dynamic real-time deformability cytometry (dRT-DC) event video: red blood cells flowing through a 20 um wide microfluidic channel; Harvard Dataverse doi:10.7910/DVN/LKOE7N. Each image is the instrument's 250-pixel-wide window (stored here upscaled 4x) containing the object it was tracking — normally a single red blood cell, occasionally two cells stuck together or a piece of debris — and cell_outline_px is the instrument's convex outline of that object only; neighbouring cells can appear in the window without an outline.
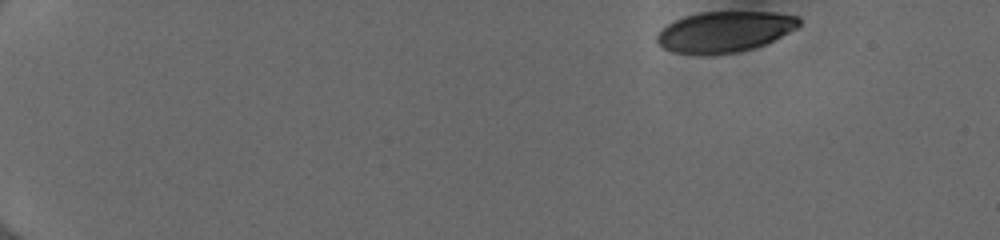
{"species": "human", "species_latin": "Homo sapiens", "temperature_condition": "cold", "stored_images_in_passage": 47, "camera_frame_rate_fps": 3000, "um_per_image_px": 0.085, "donor": {"sex": "female"}, "frame": {"image": 1, "passage_image": 1, "time_ms": 0.0, "image_size_px": [1000, 240], "cell_outline_px": [[800, 24], [796, 28], [756, 48], [736, 52], [672, 52], [664, 48], [656, 40], [656, 36], [668, 24], [684, 16], [700, 12], [776, 12], [800, 16]], "centroid_in_image_um": [61.64, 2.65], "position_along_channel_um": 23.4, "area_um2": 32.89}}
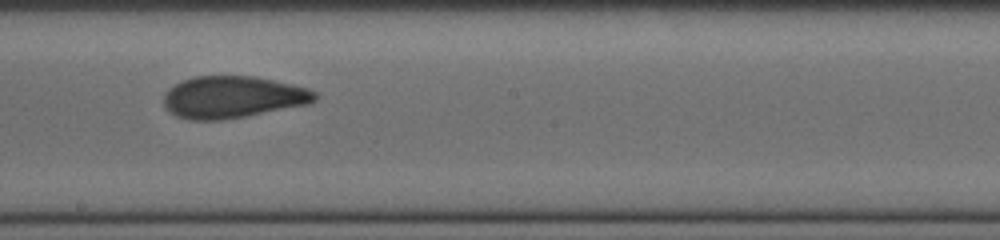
{"frame": {"image": 2, "passage_image": 27, "time_ms": 8.667, "image_size_px": [1000, 240], "cell_outline_px": [[320, 96], [316, 100], [308, 104], [244, 116], [220, 120], [188, 120], [176, 116], [168, 112], [164, 108], [164, 96], [168, 88], [184, 80], [196, 76], [252, 76], [292, 84], [308, 88], [316, 92]], "centroid_in_image_um": [19.77, 8.26], "position_along_channel_um": 228.4, "area_um2": 36.93}}
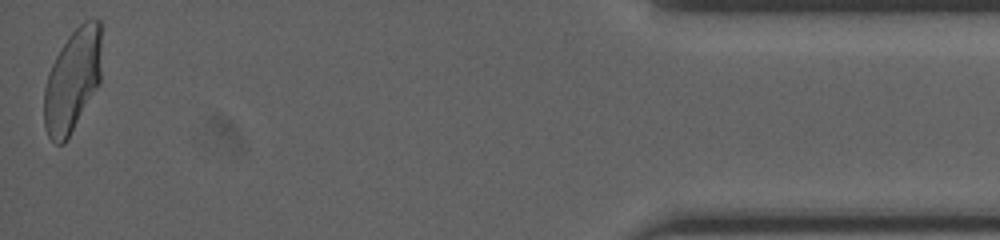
{"frame": {"image": 3, "passage_image": 47, "time_ms": 15.333, "image_size_px": [1000, 240], "cell_outline_px": [[104, 24], [100, 84], [64, 144], [56, 144], [48, 136], [44, 128], [44, 88], [48, 72], [60, 48], [68, 36], [84, 20], [100, 20]], "centroid_in_image_um": [6.21, 6.77], "position_along_channel_um": 429.0, "area_um2": 35.32}, "authors_computed_cell_mechanics": {"area_um2": 36.125, "velocity_mm_per_s": 3.9944, "shape_relaxation_time_tau1_ms": null, "shape_relaxation_time_tau2_ms": 1.0701, "deformation_change_tau1": null, "deformation_change_tau2": 0.0757}}